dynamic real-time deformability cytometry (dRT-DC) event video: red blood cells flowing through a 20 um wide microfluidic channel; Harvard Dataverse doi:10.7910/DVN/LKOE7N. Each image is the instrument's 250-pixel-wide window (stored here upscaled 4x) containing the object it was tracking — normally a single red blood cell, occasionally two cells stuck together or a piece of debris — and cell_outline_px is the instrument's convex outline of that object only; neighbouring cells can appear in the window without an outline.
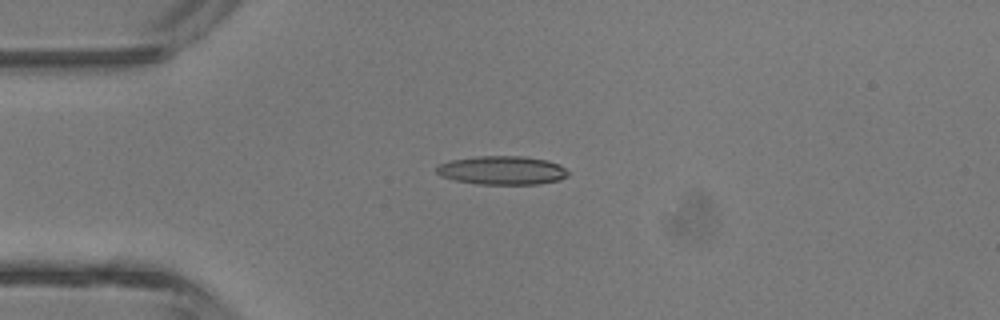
{"species": "common noctule bat (a hibernating species)", "species_latin": "Nyctalus noctula", "temperature_condition": "room temperature", "stored_images_in_passage": 3, "camera_frame_rate_fps": 3000, "um_per_image_px": 0.085, "animal": {"sex": "male", "body_mass_g": 13.3}, "frame": {"image": 1, "passage_image": 3, "time_ms": 3.0, "image_size_px": [1000, 320], "cell_outline_px": [[568, 176], [560, 180], [536, 184], [476, 184], [456, 180], [440, 176], [436, 172], [436, 168], [440, 164], [448, 160], [476, 156], [524, 156], [548, 160], [560, 164], [568, 172]], "centroid_in_image_um": [42.68, 14.47], "position_along_channel_um": 42.3, "area_um2": 22.14}}